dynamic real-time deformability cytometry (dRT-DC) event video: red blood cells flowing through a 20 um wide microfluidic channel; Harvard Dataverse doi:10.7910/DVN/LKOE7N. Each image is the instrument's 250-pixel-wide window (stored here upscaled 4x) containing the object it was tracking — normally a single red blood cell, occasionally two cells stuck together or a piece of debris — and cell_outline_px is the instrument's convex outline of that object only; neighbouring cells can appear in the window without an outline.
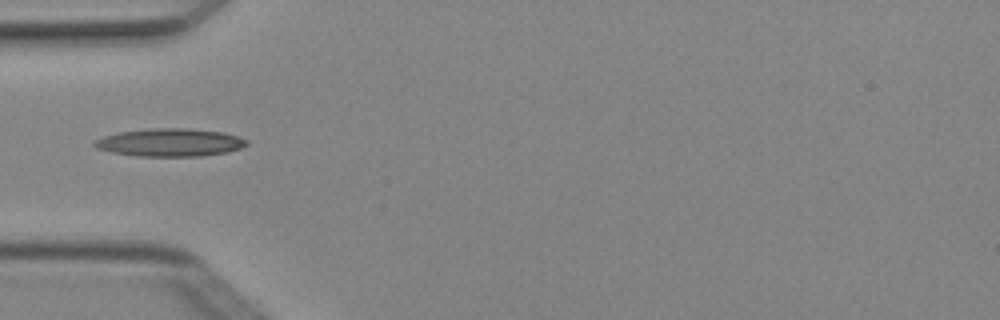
{"species": "Egyptian fruit bat (a non-hibernating species)", "species_latin": "Rousettus aegyptiacus", "temperature_condition": "cold", "stored_images_in_passage": 3, "camera_frame_rate_fps": 3000, "um_per_image_px": 0.085, "animal": {"sex": "female"}, "frame": {"image": 1, "passage_image": 3, "time_ms": 0.667, "image_size_px": [1000, 320], "cell_outline_px": [[248, 144], [240, 148], [228, 152], [200, 156], [136, 156], [112, 152], [96, 148], [92, 144], [92, 140], [104, 136], [120, 132], [156, 128], [188, 128], [220, 132], [236, 136], [248, 140]], "centroid_in_image_um": [14.42, 12.11], "position_along_channel_um": 70.6, "area_um2": 24.62}}